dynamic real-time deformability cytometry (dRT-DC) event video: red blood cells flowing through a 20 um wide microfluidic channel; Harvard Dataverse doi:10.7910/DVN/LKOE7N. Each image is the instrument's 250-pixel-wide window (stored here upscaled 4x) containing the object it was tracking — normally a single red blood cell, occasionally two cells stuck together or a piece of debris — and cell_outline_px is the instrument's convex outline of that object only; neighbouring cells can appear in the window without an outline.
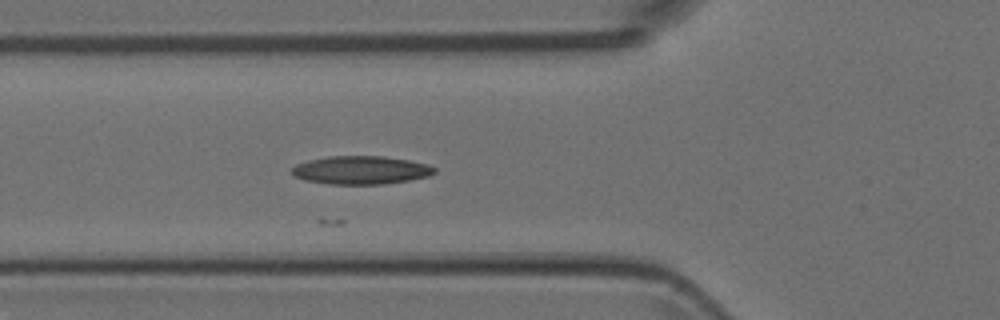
{"species": "Egyptian fruit bat (a non-hibernating species)", "species_latin": "Rousettus aegyptiacus", "temperature_condition": "room temperature", "stored_images_in_passage": 2, "camera_frame_rate_fps": 3000, "um_per_image_px": 0.085, "animal": {"sex": "female"}, "frame": {"image": 1, "passage_image": 2, "time_ms": 0.333, "image_size_px": [1000, 320], "cell_outline_px": [[436, 172], [428, 176], [408, 180], [384, 184], [328, 184], [304, 180], [288, 172], [296, 164], [308, 160], [328, 156], [384, 156], [408, 160], [428, 164], [436, 168]], "centroid_in_image_um": [30.65, 14.45], "position_along_channel_um": 95.1, "area_um2": 23.58}}